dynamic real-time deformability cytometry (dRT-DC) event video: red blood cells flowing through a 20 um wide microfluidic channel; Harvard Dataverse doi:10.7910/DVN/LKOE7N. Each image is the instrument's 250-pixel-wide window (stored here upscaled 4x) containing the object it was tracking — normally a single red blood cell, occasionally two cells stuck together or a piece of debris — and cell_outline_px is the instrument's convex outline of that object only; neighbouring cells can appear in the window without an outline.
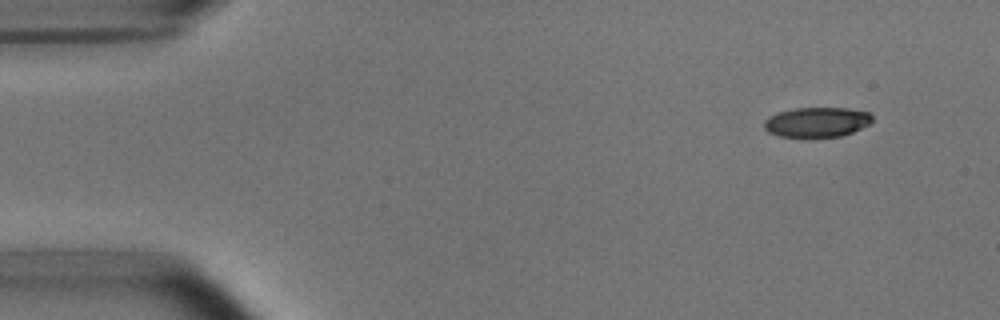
{"species": "common noctule bat (a hibernating species)", "species_latin": "Nyctalus noctula", "temperature_condition": "room temperature", "stored_images_in_passage": 6, "segment_of_instrument_passage": [1, 2], "camera_frame_rate_fps": 3000, "um_per_image_px": 0.085, "animal": {"sex": "male", "body_mass_g": 15.6}, "frame": {"image": 1, "passage_image": 2, "time_ms": 1.0, "image_size_px": [1000, 320], "cell_outline_px": [[872, 120], [868, 124], [852, 132], [840, 136], [812, 140], [804, 140], [780, 136], [768, 132], [764, 128], [764, 120], [768, 116], [792, 108], [848, 108], [868, 112], [872, 116]], "centroid_in_image_um": [69.38, 10.43], "position_along_channel_um": 15.6, "area_um2": 19.54}}